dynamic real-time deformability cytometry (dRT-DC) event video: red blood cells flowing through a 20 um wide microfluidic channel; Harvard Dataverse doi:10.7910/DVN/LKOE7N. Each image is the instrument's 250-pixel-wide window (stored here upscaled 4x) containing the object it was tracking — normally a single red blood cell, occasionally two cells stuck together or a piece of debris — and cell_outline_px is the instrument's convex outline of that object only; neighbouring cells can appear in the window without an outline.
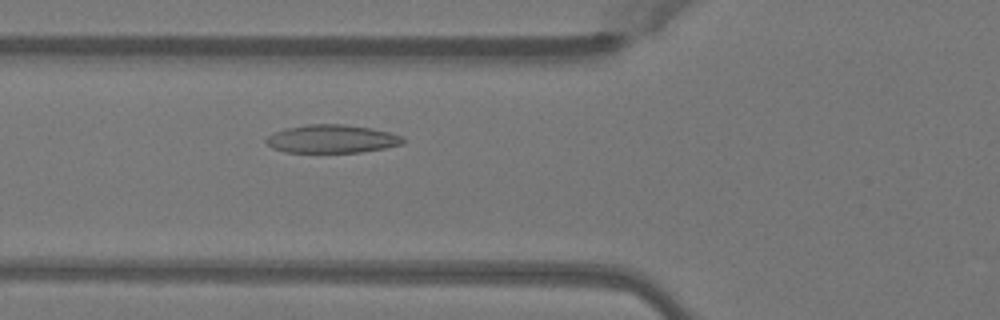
{"species": "Egyptian fruit bat (a non-hibernating species)", "species_latin": "Rousettus aegyptiacus", "temperature_condition": "warm", "stored_images_in_passage": 44, "camera_frame_rate_fps": 3000, "um_per_image_px": 0.085, "animal": {"sex": "female"}, "frame": {"image": 1, "passage_image": 12, "time_ms": 3.667, "image_size_px": [1000, 320], "cell_outline_px": [[404, 144], [384, 148], [360, 152], [284, 152], [272, 148], [264, 140], [268, 136], [276, 132], [288, 128], [308, 124], [344, 124], [372, 128], [388, 132], [400, 136], [404, 140]], "centroid_in_image_um": [28.21, 11.81], "position_along_channel_um": 97.6, "area_um2": 22.31}}
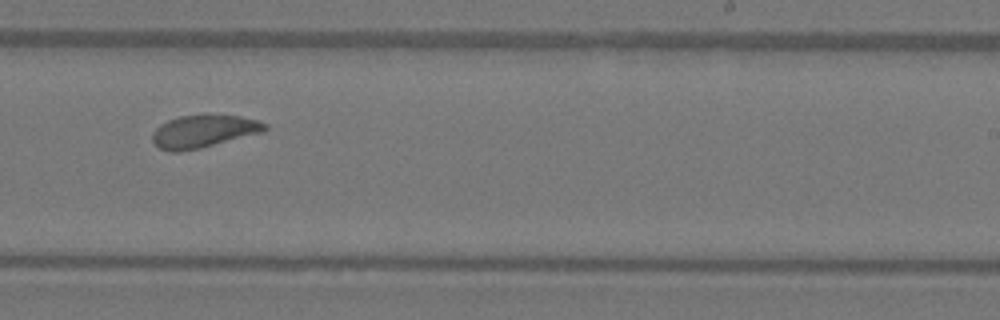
{"frame": {"image": 2, "passage_image": 25, "time_ms": 8.0, "image_size_px": [1000, 320], "cell_outline_px": [[268, 128], [264, 132], [200, 148], [180, 152], [172, 152], [160, 148], [152, 140], [152, 132], [160, 124], [168, 120], [180, 116], [212, 112], [240, 116], [256, 120], [268, 124]], "centroid_in_image_um": [17.33, 11.12], "position_along_channel_um": 271.7, "area_um2": 21.96}}
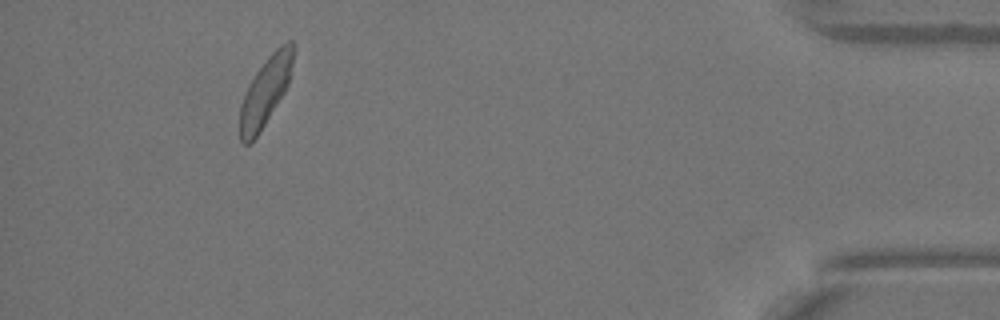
{"frame": {"image": 3, "passage_image": 40, "time_ms": 13.0, "image_size_px": [1000, 320], "cell_outline_px": [[296, 48], [288, 84], [284, 92], [264, 124], [256, 136], [248, 144], [244, 144], [240, 140], [240, 104], [248, 84], [256, 72], [268, 56], [280, 44], [288, 40], [292, 40], [296, 44]], "centroid_in_image_um": [22.58, 7.68], "position_along_channel_um": 412.6, "area_um2": 21.21}, "authors_computed_cell_mechanics": {"area_um2": 21.7906, "velocity_mm_per_s": 4.0227, "shape_relaxation_time_tau1_ms": 3.6299, "shape_relaxation_time_tau2_ms": 1.4345, "deformation_change_tau1": 0.1201, "deformation_change_tau2": 0.0704}}